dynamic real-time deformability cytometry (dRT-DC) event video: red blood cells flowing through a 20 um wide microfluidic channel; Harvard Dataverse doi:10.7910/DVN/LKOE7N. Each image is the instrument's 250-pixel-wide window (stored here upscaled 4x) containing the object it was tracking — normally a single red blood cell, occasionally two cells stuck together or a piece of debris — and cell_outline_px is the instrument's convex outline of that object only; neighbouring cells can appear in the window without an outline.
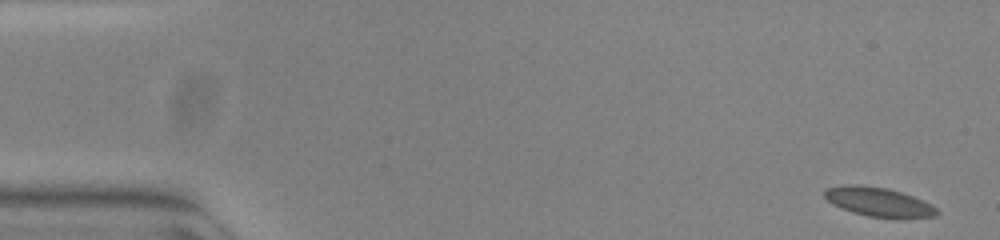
{"species": "common noctule bat (a hibernating species)", "species_latin": "Nyctalus noctula", "temperature_condition": "warm", "stored_images_in_passage": 54, "camera_frame_rate_fps": 3000, "um_per_image_px": 0.085, "animal": {"sex": "female", "body_mass_g": 23.0, "forearm_length_mm": 53.4}, "frame": {"image": 1, "passage_image": 1, "time_ms": 0.0, "image_size_px": [1000, 240], "cell_outline_px": [[940, 212], [936, 216], [904, 220], [900, 220], [868, 216], [852, 212], [840, 208], [832, 204], [824, 196], [824, 192], [828, 188], [848, 184], [852, 184], [888, 188], [912, 196], [936, 208]], "centroid_in_image_um": [74.71, 17.21], "position_along_channel_um": 10.3, "area_um2": 19.31}}
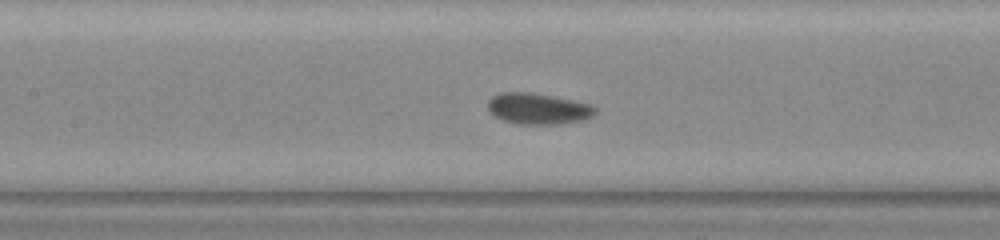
{"frame": {"image": 2, "passage_image": 24, "time_ms": 7.667, "image_size_px": [1000, 240], "cell_outline_px": [[596, 112], [592, 116], [584, 120], [556, 124], [520, 124], [504, 120], [496, 116], [488, 108], [488, 100], [492, 96], [504, 92], [528, 92], [592, 104], [596, 108]], "centroid_in_image_um": [45.76, 9.24], "position_along_channel_um": 161.6, "area_um2": 19.13}}
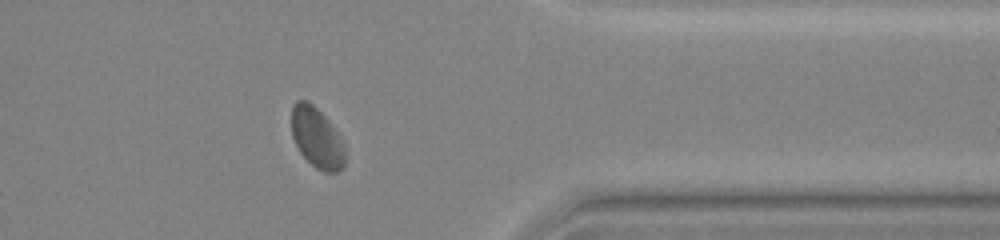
{"frame": {"image": 3, "passage_image": 43, "time_ms": 14.0, "image_size_px": [1000, 240], "cell_outline_px": [[344, 164], [336, 172], [324, 172], [316, 168], [300, 152], [292, 136], [292, 104], [296, 100], [308, 100], [328, 120], [344, 144]], "centroid_in_image_um": [26.91, 11.69], "position_along_channel_um": 384.5, "area_um2": 18.5}, "authors_computed_cell_mechanics": {"area_um2": 18.9584, "velocity_mm_per_s": 3.7482, "shape_relaxation_time_tau1_ms": 3.6322, "shape_relaxation_time_tau2_ms": 1.1022, "deformation_change_tau1": 0.0805, "deformation_change_tau2": 0.041}}